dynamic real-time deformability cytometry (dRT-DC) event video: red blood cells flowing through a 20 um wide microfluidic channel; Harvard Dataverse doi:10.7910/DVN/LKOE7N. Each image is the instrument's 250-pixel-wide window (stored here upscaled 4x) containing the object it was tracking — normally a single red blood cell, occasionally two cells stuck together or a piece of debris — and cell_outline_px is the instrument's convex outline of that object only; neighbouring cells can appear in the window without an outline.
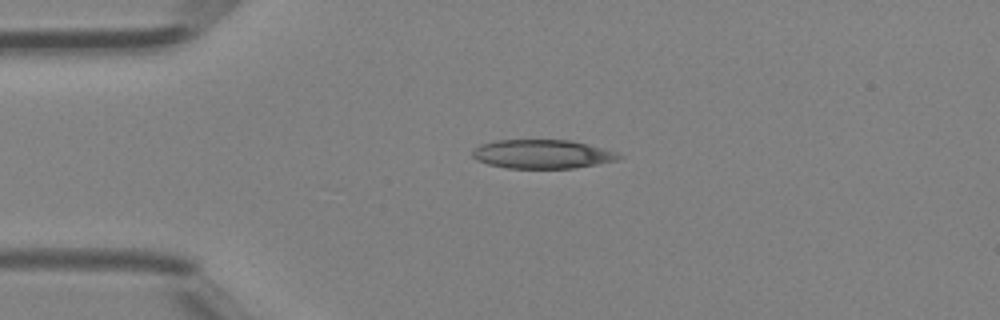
{"species": "Egyptian fruit bat (a non-hibernating species)", "species_latin": "Rousettus aegyptiacus", "temperature_condition": "room temperature", "stored_images_in_passage": 33, "camera_frame_rate_fps": 3000, "um_per_image_px": 0.085, "animal": {"sex": "female"}, "frame": {"image": 1, "passage_image": 1, "time_ms": 0.0, "image_size_px": [1000, 320], "cell_outline_px": [[624, 156], [616, 160], [596, 164], [572, 168], [508, 168], [488, 164], [476, 160], [472, 156], [472, 152], [480, 144], [496, 140], [572, 140], [604, 148], [616, 152]], "centroid_in_image_um": [46.09, 13.09], "position_along_channel_um": 38.9, "area_um2": 24.57}}
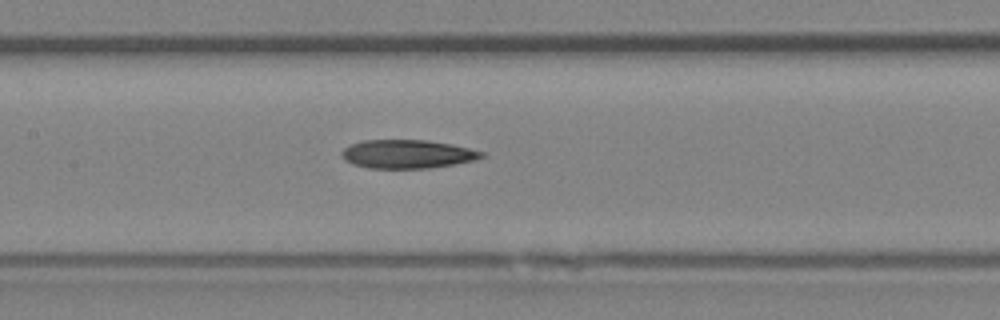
{"frame": {"image": 2, "passage_image": 11, "time_ms": 3.333, "image_size_px": [1000, 320], "cell_outline_px": [[484, 156], [476, 160], [428, 168], [368, 168], [352, 164], [344, 160], [340, 156], [340, 152], [344, 148], [352, 144], [364, 140], [428, 140], [452, 144], [484, 152]], "centroid_in_image_um": [34.59, 13.09], "position_along_channel_um": 172.8, "area_um2": 23.29}}
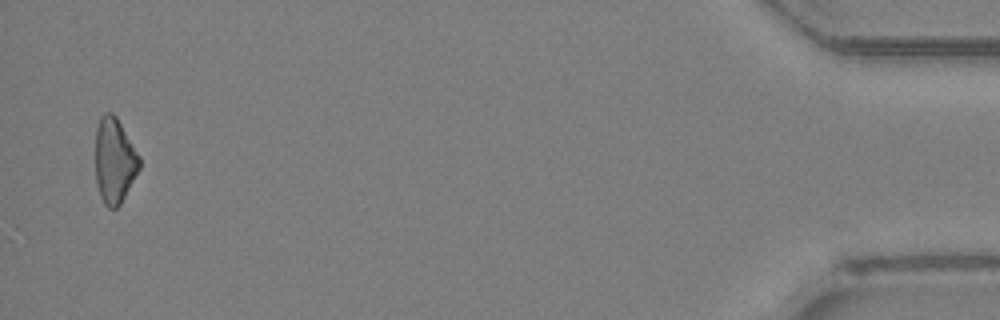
{"frame": {"image": 3, "passage_image": 32, "time_ms": 10.333, "image_size_px": [1000, 320], "cell_outline_px": [[140, 168], [120, 204], [116, 208], [108, 208], [104, 204], [100, 196], [96, 180], [96, 128], [100, 116], [104, 112], [112, 112], [116, 116], [140, 156]], "centroid_in_image_um": [9.72, 13.63], "position_along_channel_um": 425.5, "area_um2": 21.85}}